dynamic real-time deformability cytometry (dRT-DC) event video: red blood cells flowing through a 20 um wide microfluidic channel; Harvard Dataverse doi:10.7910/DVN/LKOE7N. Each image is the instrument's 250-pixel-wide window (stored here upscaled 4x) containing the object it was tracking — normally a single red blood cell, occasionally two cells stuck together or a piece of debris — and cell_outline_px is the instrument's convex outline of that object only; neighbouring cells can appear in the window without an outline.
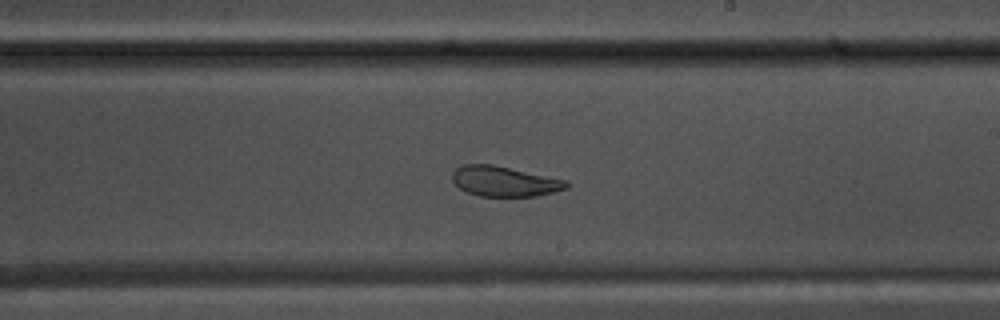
{"species": "common noctule bat (a hibernating species)", "species_latin": "Nyctalus noctula", "temperature_condition": "warm", "stored_images_in_passage": 56, "camera_frame_rate_fps": 3000, "um_per_image_px": 0.085, "animal": {"sex": "male", "body_mass_g": 17.5, "forearm_length_mm": 52.3}, "frame": {"image": 1, "passage_image": 32, "time_ms": 10.333, "image_size_px": [1000, 320], "cell_outline_px": [[568, 188], [536, 196], [480, 196], [468, 192], [460, 188], [452, 180], [452, 172], [460, 164], [492, 164], [568, 180]], "centroid_in_image_um": [42.87, 15.4], "position_along_channel_um": 246.1, "area_um2": 20.06}}
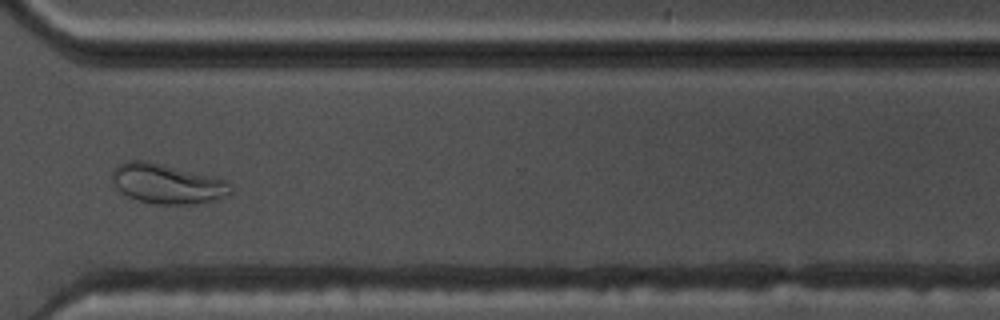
{"frame": {"image": 2, "passage_image": 41, "time_ms": 13.333, "image_size_px": [1000, 320], "cell_outline_px": [[232, 192], [228, 196], [216, 200], [188, 204], [156, 204], [140, 200], [128, 196], [120, 192], [116, 188], [112, 180], [112, 172], [116, 164], [128, 160], [144, 160], [216, 176], [228, 180], [232, 184]], "centroid_in_image_um": [14.24, 15.6], "position_along_channel_um": 356.4, "area_um2": 27.86}}
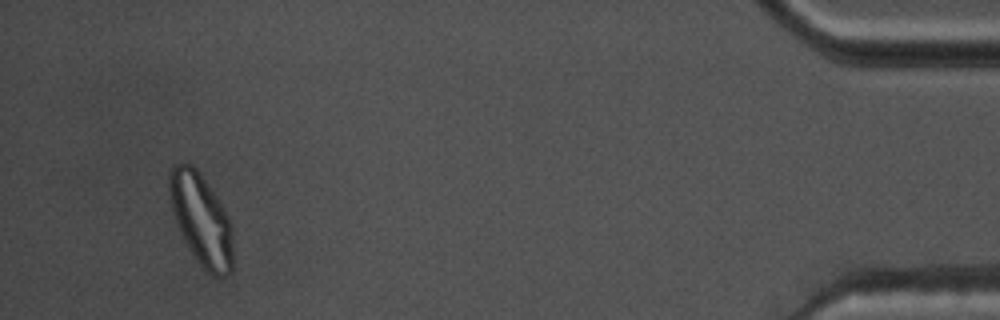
{"frame": {"image": 3, "passage_image": 52, "time_ms": 17.0, "image_size_px": [1000, 320], "cell_outline_px": [[232, 272], [224, 276], [212, 276], [196, 260], [188, 248], [180, 232], [172, 208], [168, 192], [168, 172], [172, 164], [180, 160], [188, 160], [196, 168], [220, 200], [232, 224]], "centroid_in_image_um": [17.08, 18.58], "position_along_channel_um": 418.1, "area_um2": 34.56}, "authors_computed_cell_mechanics": {"area_um2": 25.6054, "velocity_mm_per_s": 3.6638, "shape_relaxation_time_tau1_ms": null, "shape_relaxation_time_tau2_ms": 1.6403, "deformation_change_tau1": null, "deformation_change_tau2": 0.0757}}